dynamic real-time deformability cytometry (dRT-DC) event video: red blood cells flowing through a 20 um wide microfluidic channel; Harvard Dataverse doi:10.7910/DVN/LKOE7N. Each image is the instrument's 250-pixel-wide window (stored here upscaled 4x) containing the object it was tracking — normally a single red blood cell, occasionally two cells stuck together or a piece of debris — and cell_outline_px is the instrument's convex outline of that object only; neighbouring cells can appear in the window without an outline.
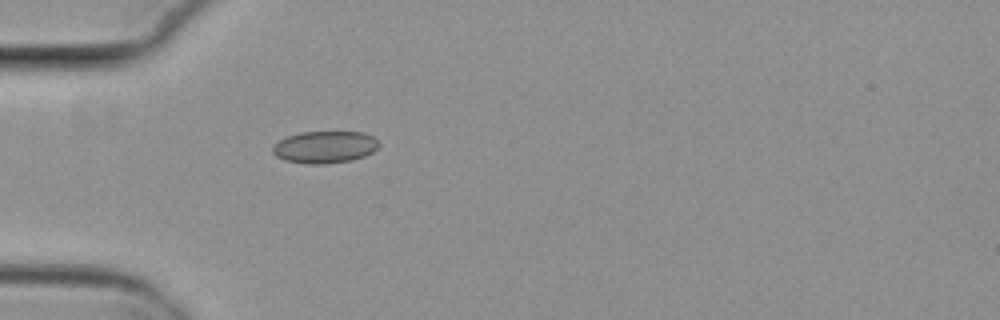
{"species": "common noctule bat (a hibernating species)", "species_latin": "Nyctalus noctula", "temperature_condition": "cold", "stored_images_in_passage": 38, "camera_frame_rate_fps": 3000, "um_per_image_px": 0.085, "animal": {"sex": "female", "body_mass_g": 29.2, "forearm_length_mm": 56.3}, "frame": {"image": 1, "passage_image": 1, "time_ms": 0.0, "image_size_px": [1000, 320], "cell_outline_px": [[380, 144], [372, 152], [364, 156], [352, 160], [324, 164], [304, 164], [284, 160], [276, 156], [272, 152], [272, 148], [280, 140], [288, 136], [300, 132], [364, 132], [380, 140]], "centroid_in_image_um": [27.62, 12.5], "position_along_channel_um": 57.4, "area_um2": 19.94}}
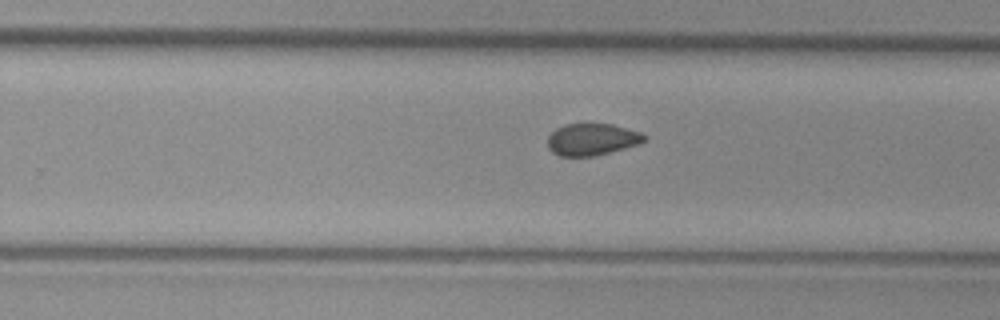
{"frame": {"image": 2, "passage_image": 19, "time_ms": 6.0, "image_size_px": [1000, 320], "cell_outline_px": [[648, 136], [640, 144], [596, 156], [560, 156], [552, 152], [548, 148], [548, 136], [556, 128], [564, 124], [612, 124], [640, 132]], "centroid_in_image_um": [50.32, 11.85], "position_along_channel_um": 279.5, "area_um2": 18.03}}
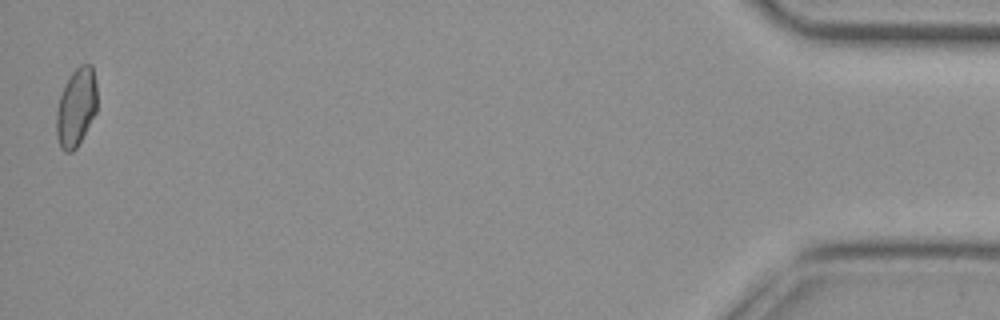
{"frame": {"image": 3, "passage_image": 38, "time_ms": 12.333, "image_size_px": [1000, 320], "cell_outline_px": [[96, 112], [76, 148], [72, 152], [64, 152], [60, 148], [56, 136], [56, 112], [60, 96], [72, 72], [80, 64], [92, 64], [96, 84]], "centroid_in_image_um": [6.46, 9.14], "position_along_channel_um": 428.7, "area_um2": 18.44}, "authors_computed_cell_mechanics": {"area_um2": 18.7272, "velocity_mm_per_s": 3.8175, "shape_relaxation_time_tau1_ms": 10.5351, "shape_relaxation_time_tau2_ms": 2.0598, "deformation_change_tau1": 0.1135, "deformation_change_tau2": 0.0693}}